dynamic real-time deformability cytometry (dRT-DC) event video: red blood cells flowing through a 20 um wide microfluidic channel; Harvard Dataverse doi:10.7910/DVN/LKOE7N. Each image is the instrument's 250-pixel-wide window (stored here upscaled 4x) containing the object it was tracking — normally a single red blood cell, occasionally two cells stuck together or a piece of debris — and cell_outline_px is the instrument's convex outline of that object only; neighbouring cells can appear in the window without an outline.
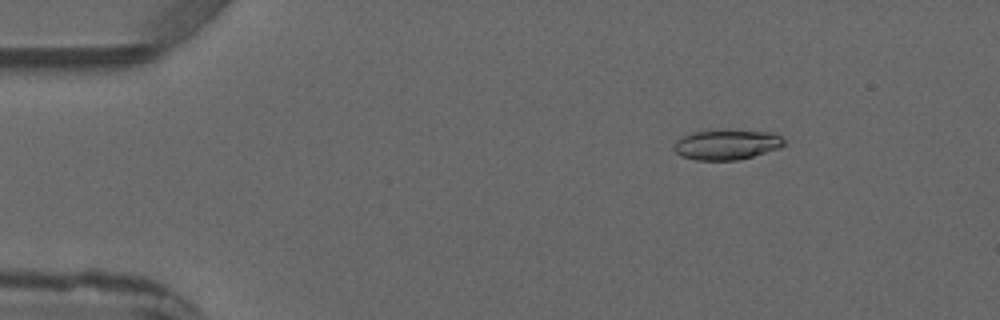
{"species": "common noctule bat (a hibernating species)", "species_latin": "Nyctalus noctula", "temperature_condition": "warm", "stored_images_in_passage": 4, "camera_frame_rate_fps": 3000, "um_per_image_px": 0.085, "animal": {"sex": "male", "forearm_length_mm": 52.5}, "frame": {"image": 1, "passage_image": 2, "time_ms": 1.333, "image_size_px": [1000, 320], "cell_outline_px": [[788, 144], [780, 148], [752, 156], [736, 160], [696, 160], [680, 156], [672, 148], [676, 140], [680, 136], [692, 132], [772, 132], [780, 136]], "centroid_in_image_um": [61.74, 12.32], "position_along_channel_um": 23.3, "area_um2": 18.84}}
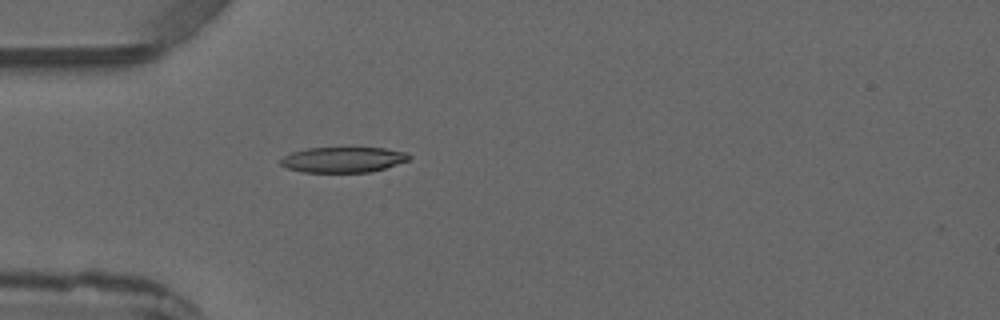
{"frame": {"image": 2, "passage_image": 4, "time_ms": 3.667, "image_size_px": [1000, 320], "cell_outline_px": [[412, 156], [408, 160], [384, 168], [368, 172], [304, 172], [288, 168], [280, 164], [280, 160], [284, 156], [292, 152], [308, 148], [384, 148], [408, 152]], "centroid_in_image_um": [29.18, 13.56], "position_along_channel_um": 55.8, "area_um2": 18.9}}